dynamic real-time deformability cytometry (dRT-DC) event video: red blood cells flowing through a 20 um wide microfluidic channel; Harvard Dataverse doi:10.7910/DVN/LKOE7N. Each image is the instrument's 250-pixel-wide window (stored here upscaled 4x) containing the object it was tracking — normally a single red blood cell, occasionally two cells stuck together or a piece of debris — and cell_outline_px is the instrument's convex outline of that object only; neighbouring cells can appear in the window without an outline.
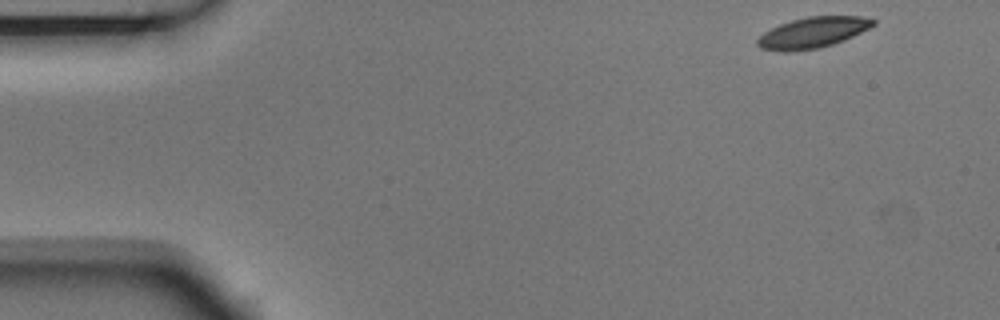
{"species": "Egyptian fruit bat (a non-hibernating species)", "species_latin": "Rousettus aegyptiacus", "temperature_condition": "room temperature", "stored_images_in_passage": 4, "camera_frame_rate_fps": 3000, "um_per_image_px": 0.085, "animal": {"sex": "male"}, "frame": {"image": 1, "passage_image": 1, "time_ms": 0.0, "image_size_px": [1000, 320], "cell_outline_px": [[876, 24], [844, 40], [832, 44], [816, 48], [788, 52], [784, 52], [760, 48], [756, 44], [756, 40], [764, 32], [780, 24], [792, 20], [808, 16], [860, 16], [876, 20]], "centroid_in_image_um": [69.06, 2.76], "position_along_channel_um": 15.9, "area_um2": 20.58}}
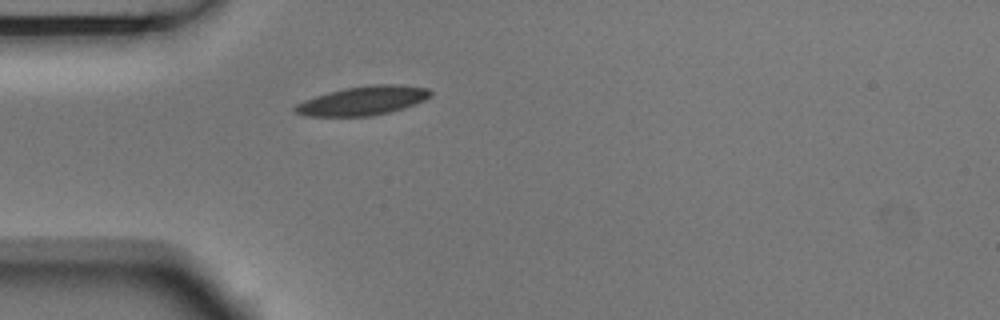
{"frame": {"image": 2, "passage_image": 4, "time_ms": 1.0, "image_size_px": [1000, 320], "cell_outline_px": [[432, 96], [424, 100], [404, 108], [372, 116], [304, 116], [296, 112], [292, 108], [296, 104], [304, 100], [328, 92], [344, 88], [372, 84], [400, 84], [428, 88], [432, 92]], "centroid_in_image_um": [30.86, 8.55], "position_along_channel_um": 54.1, "area_um2": 22.95}}